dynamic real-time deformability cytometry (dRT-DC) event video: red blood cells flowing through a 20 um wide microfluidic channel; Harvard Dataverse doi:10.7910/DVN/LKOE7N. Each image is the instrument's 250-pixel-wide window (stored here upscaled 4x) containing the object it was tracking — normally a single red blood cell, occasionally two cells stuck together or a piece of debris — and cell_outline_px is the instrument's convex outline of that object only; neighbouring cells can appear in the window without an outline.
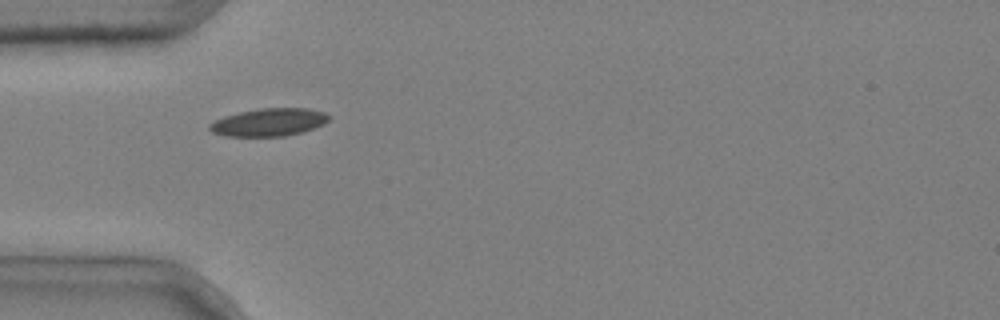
{"species": "common noctule bat (a hibernating species)", "species_latin": "Nyctalus noctula", "temperature_condition": "cold", "stored_images_in_passage": 6, "camera_frame_rate_fps": 3000, "um_per_image_px": 0.085, "animal": {"sex": "male", "body_mass_g": 20.4}, "frame": {"image": 1, "passage_image": 1, "time_ms": 0.0, "image_size_px": [1000, 320], "cell_outline_px": [[332, 116], [324, 124], [304, 132], [284, 136], [224, 136], [212, 132], [208, 128], [208, 124], [224, 116], [240, 112], [260, 108], [308, 108], [324, 112]], "centroid_in_image_um": [22.88, 10.39], "position_along_channel_um": 62.1, "area_um2": 19.42}}
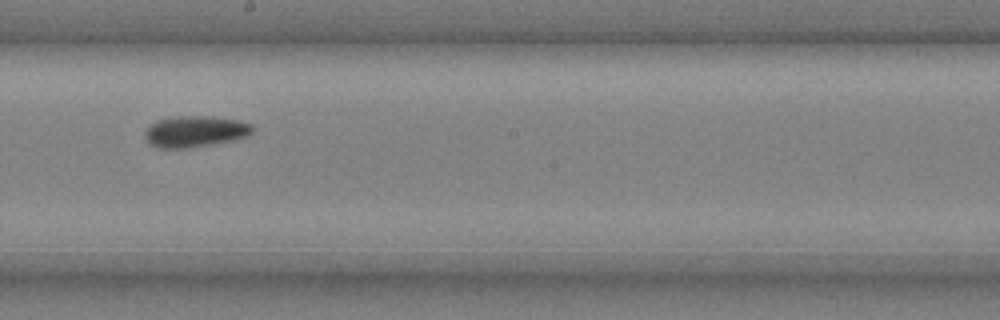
{"frame": {"image": 2, "passage_image": 5, "time_ms": 1.333, "image_size_px": [1000, 320], "cell_outline_px": [[252, 132], [248, 136], [232, 140], [212, 144], [188, 148], [156, 148], [148, 144], [144, 140], [144, 132], [156, 120], [176, 116], [212, 116], [240, 120], [252, 124]], "centroid_in_image_um": [16.55, 11.17], "position_along_channel_um": 231.6, "area_um2": 19.83}}
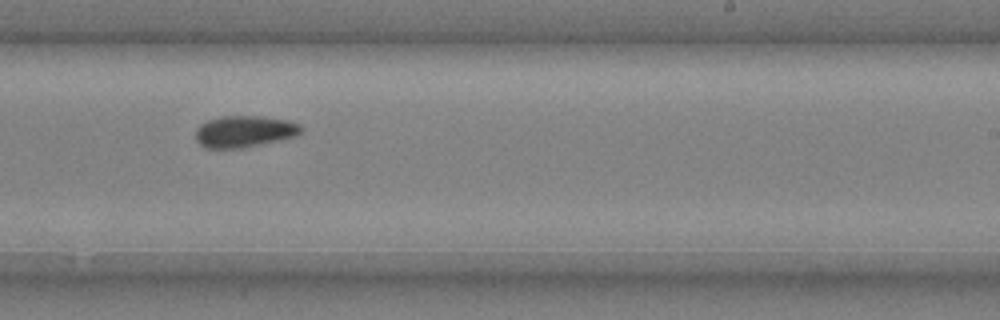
{"frame": {"image": 3, "passage_image": 6, "time_ms": 1.667, "image_size_px": [1000, 320], "cell_outline_px": [[304, 128], [296, 136], [244, 148], [208, 148], [200, 144], [196, 140], [196, 128], [200, 124], [208, 120], [220, 116], [260, 116], [288, 120], [300, 124]], "centroid_in_image_um": [20.78, 11.17], "position_along_channel_um": 268.2, "area_um2": 19.48}}